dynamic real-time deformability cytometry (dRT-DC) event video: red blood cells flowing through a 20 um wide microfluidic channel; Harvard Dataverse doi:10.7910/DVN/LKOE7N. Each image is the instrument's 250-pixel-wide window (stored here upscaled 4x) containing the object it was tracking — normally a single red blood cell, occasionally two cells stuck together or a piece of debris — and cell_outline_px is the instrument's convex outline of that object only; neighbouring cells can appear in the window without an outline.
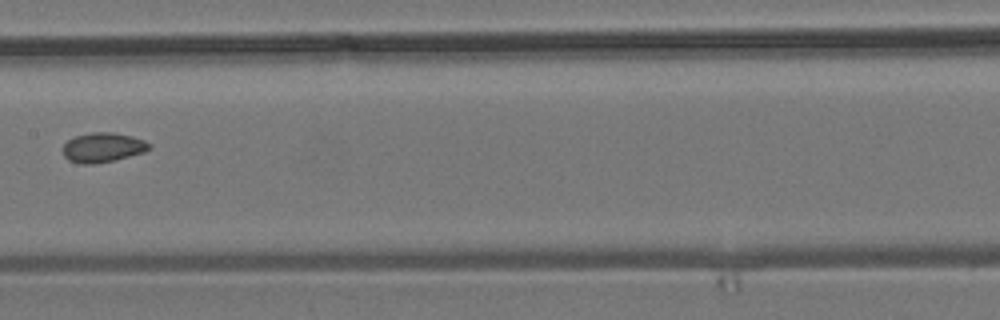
{"species": "common noctule bat (a hibernating species)", "species_latin": "Nyctalus noctula", "temperature_condition": "room temperature", "stored_images_in_passage": 5, "camera_frame_rate_fps": 3000, "um_per_image_px": 0.085, "animal": {"sex": "male", "body_mass_g": 19.2, "forearm_length_mm": 51.8}, "frame": {"image": 1, "passage_image": 4, "time_ms": 3.667, "image_size_px": [1000, 320], "cell_outline_px": [[152, 148], [144, 152], [116, 160], [92, 164], [84, 164], [68, 160], [64, 156], [64, 144], [68, 140], [76, 136], [92, 132], [112, 132], [132, 136], [144, 140], [152, 144]], "centroid_in_image_um": [8.78, 12.53], "position_along_channel_um": 198.6, "area_um2": 14.91}}
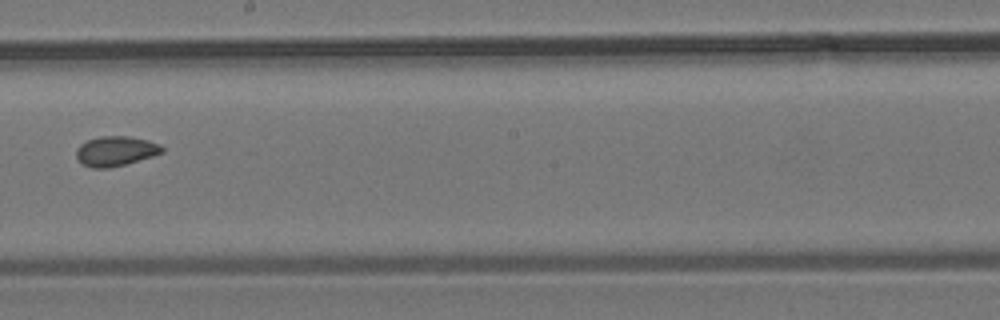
{"frame": {"image": 2, "passage_image": 5, "time_ms": 4.667, "image_size_px": [1000, 320], "cell_outline_px": [[164, 152], [152, 156], [124, 164], [108, 168], [92, 168], [84, 164], [76, 156], [76, 148], [80, 144], [88, 140], [100, 136], [128, 136], [148, 140], [160, 144], [164, 148]], "centroid_in_image_um": [9.84, 12.83], "position_along_channel_um": 238.4, "area_um2": 14.8}}